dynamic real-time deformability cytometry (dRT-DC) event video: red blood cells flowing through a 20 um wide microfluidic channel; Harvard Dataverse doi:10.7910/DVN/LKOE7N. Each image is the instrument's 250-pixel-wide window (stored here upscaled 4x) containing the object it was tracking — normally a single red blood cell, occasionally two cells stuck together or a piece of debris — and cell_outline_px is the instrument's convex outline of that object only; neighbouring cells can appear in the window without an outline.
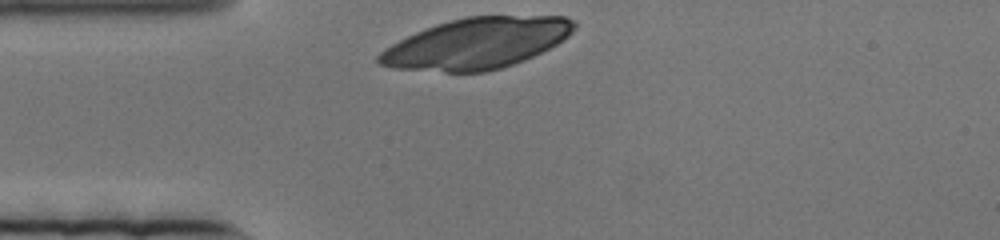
{"species": "human", "species_latin": "Homo sapiens", "temperature_condition": "cold", "stored_images_in_passage": 48, "camera_frame_rate_fps": 3000, "um_per_image_px": 0.085, "donor": {"sex": "female"}, "frame": {"image": 1, "passage_image": 1, "time_ms": 0.0, "image_size_px": [1000, 240], "cell_outline_px": [[576, 28], [564, 40], [524, 60], [500, 68], [484, 72], [444, 72], [392, 68], [380, 64], [376, 60], [376, 56], [384, 48], [416, 32], [436, 24], [468, 16], [564, 16], [576, 20]], "centroid_in_image_um": [40.51, 3.68], "position_along_channel_um": 44.5, "area_um2": 57.63}}
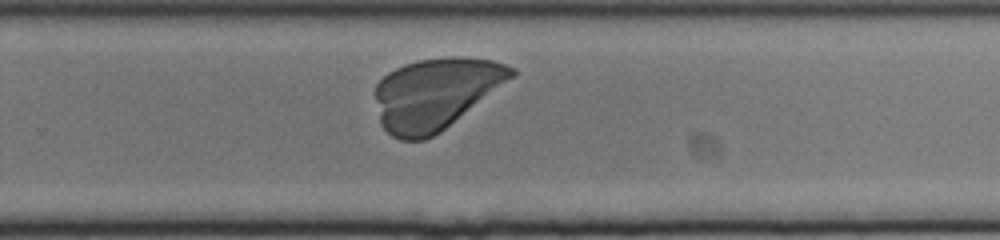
{"frame": {"image": 2, "passage_image": 36, "time_ms": 11.667, "image_size_px": [1000, 240], "cell_outline_px": [[516, 76], [440, 132], [424, 140], [400, 140], [392, 136], [380, 124], [372, 92], [376, 84], [388, 72], [404, 64], [420, 60], [448, 56], [460, 56], [492, 60], [516, 68]], "centroid_in_image_um": [36.99, 7.95], "position_along_channel_um": 292.8, "area_um2": 57.16}}
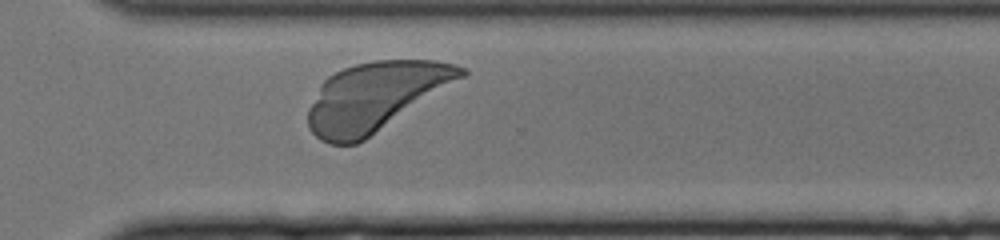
{"frame": {"image": 3, "passage_image": 42, "time_ms": 13.667, "image_size_px": [1000, 240], "cell_outline_px": [[468, 72], [464, 76], [364, 140], [356, 144], [328, 144], [320, 140], [308, 128], [308, 108], [320, 84], [328, 76], [344, 68], [356, 64], [376, 60], [436, 60], [456, 64], [468, 68]], "centroid_in_image_um": [31.87, 8.2], "position_along_channel_um": 338.7, "area_um2": 60.69}}